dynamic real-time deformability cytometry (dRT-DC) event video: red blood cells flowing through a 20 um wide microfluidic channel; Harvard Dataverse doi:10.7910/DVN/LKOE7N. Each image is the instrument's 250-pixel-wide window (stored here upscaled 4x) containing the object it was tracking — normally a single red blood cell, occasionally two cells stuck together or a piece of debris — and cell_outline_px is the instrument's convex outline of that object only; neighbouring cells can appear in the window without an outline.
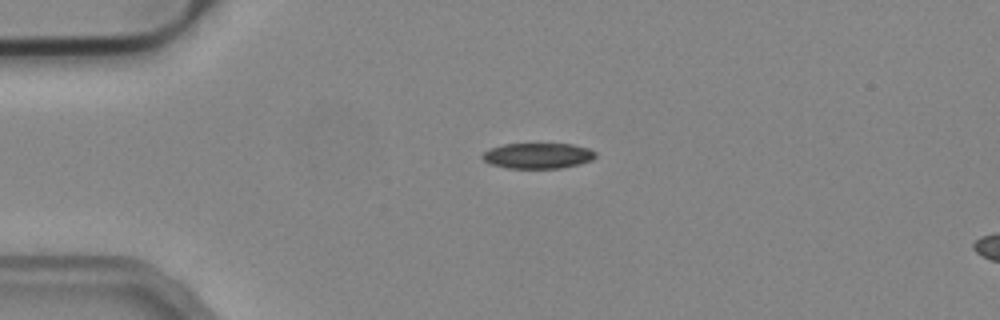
{"species": "common noctule bat (a hibernating species)", "species_latin": "Nyctalus noctula", "temperature_condition": "cold", "stored_images_in_passage": 42, "camera_frame_rate_fps": 3000, "um_per_image_px": 0.085, "animal": {"sex": "male", "body_mass_g": 19.2, "forearm_length_mm": 51.8}, "frame": {"image": 1, "passage_image": 1, "time_ms": 0.0, "image_size_px": [1000, 320], "cell_outline_px": [[596, 156], [592, 160], [580, 164], [560, 168], [508, 168], [492, 164], [484, 160], [480, 156], [488, 148], [504, 144], [572, 144], [588, 148], [596, 152]], "centroid_in_image_um": [45.72, 13.23], "position_along_channel_um": 39.3, "area_um2": 16.88}}
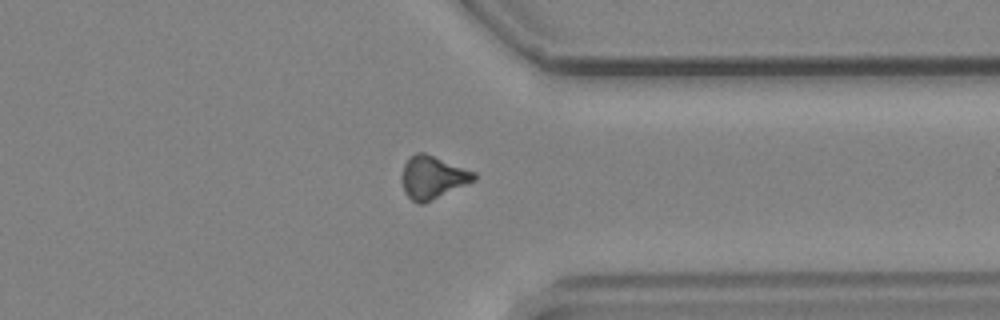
{"frame": {"image": 2, "passage_image": 30, "time_ms": 9.667, "image_size_px": [1000, 320], "cell_outline_px": [[476, 180], [468, 184], [424, 204], [420, 204], [412, 200], [404, 192], [400, 180], [400, 176], [404, 164], [416, 152], [424, 152], [476, 172]], "centroid_in_image_um": [36.76, 15.09], "position_along_channel_um": 374.6, "area_um2": 18.21}}
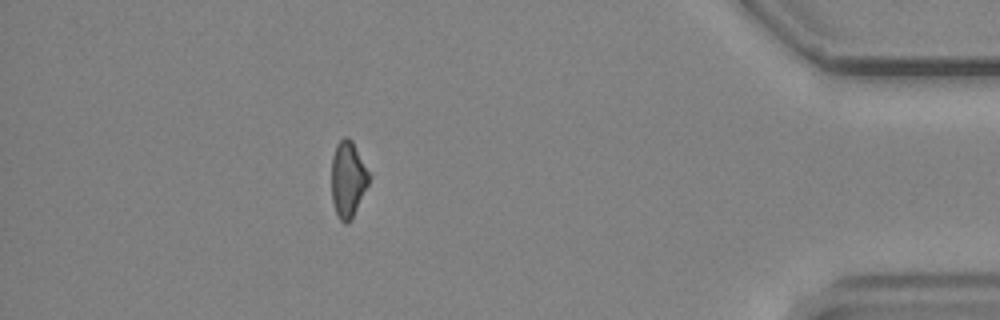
{"frame": {"image": 3, "passage_image": 36, "time_ms": 11.667, "image_size_px": [1000, 320], "cell_outline_px": [[372, 176], [352, 220], [344, 224], [340, 220], [336, 212], [332, 200], [332, 156], [336, 144], [344, 136], [348, 136], [352, 140]], "centroid_in_image_um": [29.6, 15.22], "position_along_channel_um": 405.6, "area_um2": 16.88}, "authors_computed_cell_mechanics": {"area_um2": 17.6868, "velocity_mm_per_s": 3.8261, "shape_relaxation_time_tau1_ms": 6.7315, "shape_relaxation_time_tau2_ms": null, "deformation_change_tau1": 0.137, "deformation_change_tau2": null}}